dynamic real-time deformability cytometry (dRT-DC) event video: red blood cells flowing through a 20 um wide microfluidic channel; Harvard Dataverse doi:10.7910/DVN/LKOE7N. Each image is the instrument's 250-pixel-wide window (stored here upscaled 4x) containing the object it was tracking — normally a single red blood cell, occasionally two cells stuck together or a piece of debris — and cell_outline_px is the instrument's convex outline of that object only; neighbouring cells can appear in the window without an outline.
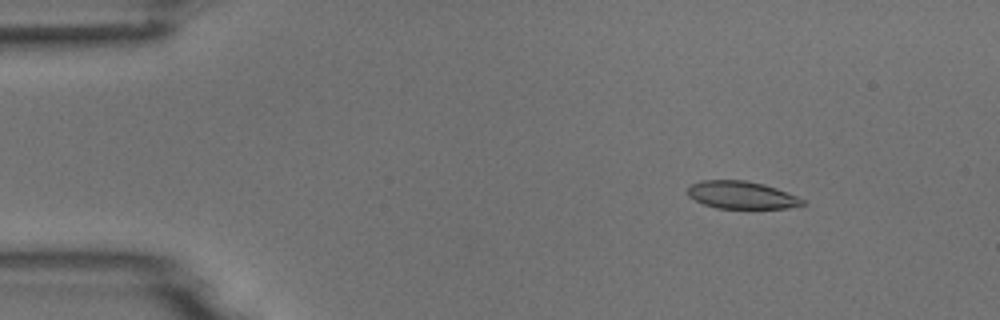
{"species": "common noctule bat (a hibernating species)", "species_latin": "Nyctalus noctula", "temperature_condition": "room temperature", "stored_images_in_passage": 7, "camera_frame_rate_fps": 3000, "um_per_image_px": 0.085, "animal": {"sex": "male", "body_mass_g": 18.8}, "frame": {"image": 1, "passage_image": 2, "time_ms": 1.0, "image_size_px": [1000, 320], "cell_outline_px": [[808, 204], [788, 208], [716, 208], [704, 204], [688, 196], [684, 192], [688, 184], [700, 180], [744, 180], [764, 184], [776, 188], [796, 196], [804, 200]], "centroid_in_image_um": [62.97, 16.57], "position_along_channel_um": 22.0, "area_um2": 18.67}}
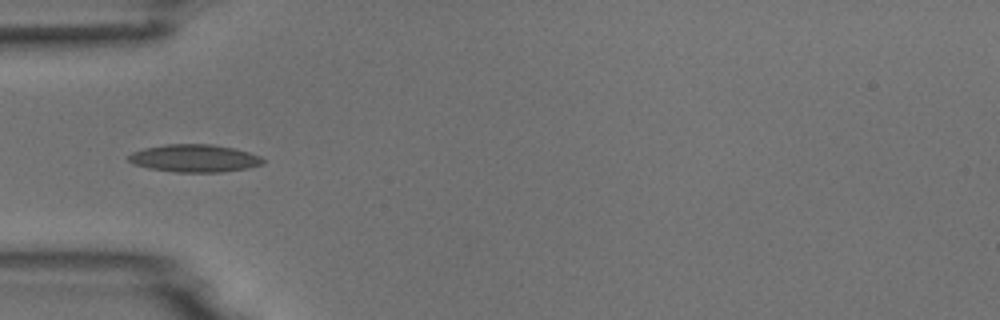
{"frame": {"image": 2, "passage_image": 5, "time_ms": 4.333, "image_size_px": [1000, 320], "cell_outline_px": [[264, 164], [248, 168], [220, 172], [176, 172], [148, 168], [132, 164], [128, 160], [128, 156], [132, 152], [144, 148], [168, 144], [212, 144], [232, 148], [248, 152], [260, 156], [264, 160]], "centroid_in_image_um": [16.51, 13.46], "position_along_channel_um": 68.5, "area_um2": 21.62}}